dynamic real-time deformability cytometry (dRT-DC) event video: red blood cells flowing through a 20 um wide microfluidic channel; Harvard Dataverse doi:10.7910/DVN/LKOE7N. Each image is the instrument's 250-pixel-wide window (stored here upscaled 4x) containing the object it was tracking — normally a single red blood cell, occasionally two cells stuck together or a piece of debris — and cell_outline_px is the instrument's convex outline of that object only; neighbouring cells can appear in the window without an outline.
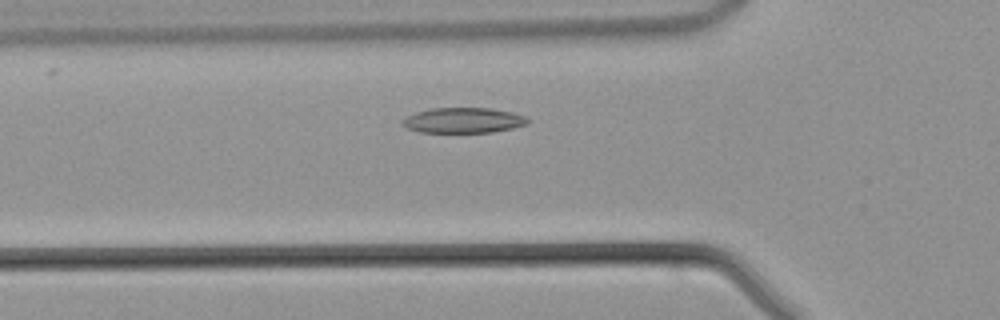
{"species": "common noctule bat (a hibernating species)", "species_latin": "Nyctalus noctula", "temperature_condition": "warm", "stored_images_in_passage": 30, "camera_frame_rate_fps": 3000, "um_per_image_px": 0.085, "animal": {"sex": "male", "body_mass_g": 21.5, "forearm_length_mm": 52.0}, "frame": {"image": 1, "passage_image": 9, "time_ms": 2.667, "image_size_px": [1000, 320], "cell_outline_px": [[528, 124], [512, 128], [492, 132], [420, 132], [408, 128], [400, 124], [400, 120], [416, 112], [432, 108], [488, 108], [512, 112], [524, 116], [528, 120]], "centroid_in_image_um": [39.35, 10.23], "position_along_channel_um": 86.4, "area_um2": 18.38}}
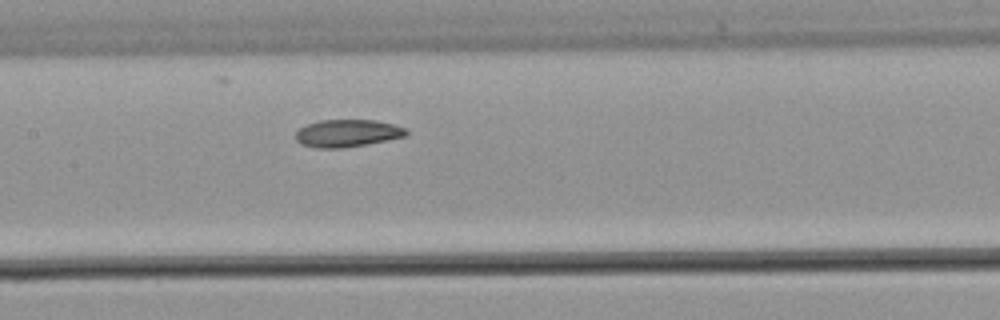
{"frame": {"image": 2, "passage_image": 15, "time_ms": 4.667, "image_size_px": [1000, 320], "cell_outline_px": [[408, 136], [388, 140], [344, 148], [316, 148], [300, 144], [296, 140], [296, 132], [300, 128], [308, 124], [320, 120], [376, 120], [392, 124], [404, 128], [408, 132]], "centroid_in_image_um": [29.52, 11.33], "position_along_channel_um": 177.9, "area_um2": 17.69}}
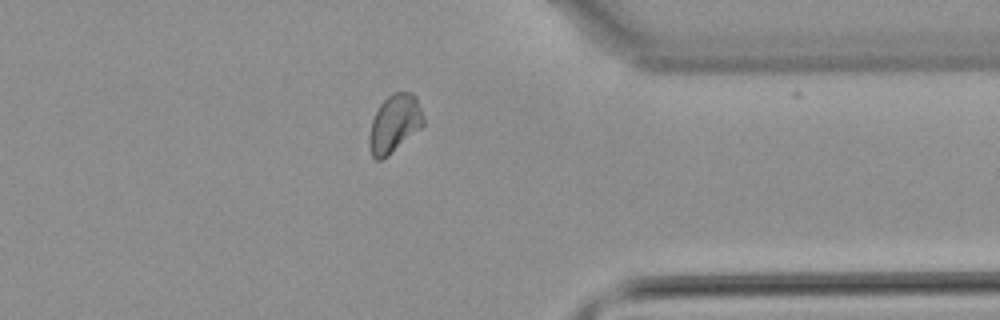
{"frame": {"image": 3, "passage_image": 29, "time_ms": 9.333, "image_size_px": [1000, 320], "cell_outline_px": [[424, 124], [420, 128], [388, 156], [380, 160], [376, 160], [372, 156], [368, 144], [368, 136], [372, 120], [380, 104], [392, 92], [412, 92], [416, 96], [424, 116]], "centroid_in_image_um": [33.52, 10.5], "position_along_channel_um": 377.9, "area_um2": 18.32}}